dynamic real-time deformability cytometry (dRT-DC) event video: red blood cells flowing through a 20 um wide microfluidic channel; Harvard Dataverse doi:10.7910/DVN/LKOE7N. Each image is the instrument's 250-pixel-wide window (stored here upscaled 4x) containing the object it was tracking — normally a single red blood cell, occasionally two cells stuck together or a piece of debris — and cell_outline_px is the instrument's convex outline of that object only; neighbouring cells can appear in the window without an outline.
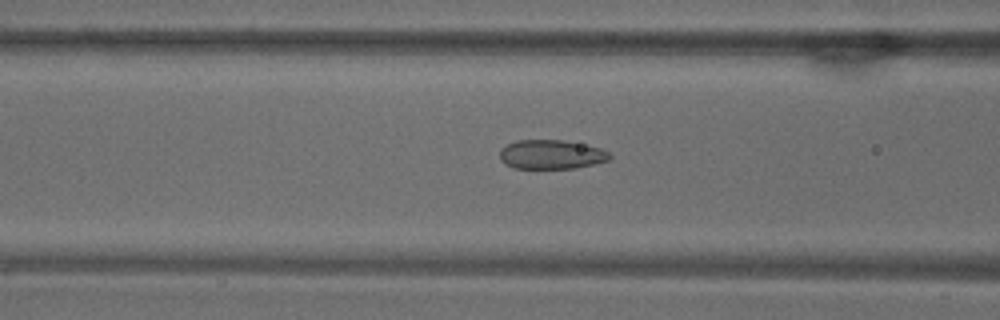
{"species": "common noctule bat (a hibernating species)", "species_latin": "Nyctalus noctula", "temperature_condition": "warm", "stored_images_in_passage": 53, "camera_frame_rate_fps": 3000, "um_per_image_px": 0.085, "animal": {"sex": "male", "body_mass_g": 18.8}, "frame": {"image": 1, "passage_image": 21, "time_ms": 6.667, "image_size_px": [1000, 320], "cell_outline_px": [[612, 156], [608, 160], [576, 168], [516, 168], [500, 160], [500, 148], [516, 140], [564, 140], [600, 148], [608, 152]], "centroid_in_image_um": [46.85, 13.12], "position_along_channel_um": 119.8, "area_um2": 18.5}}
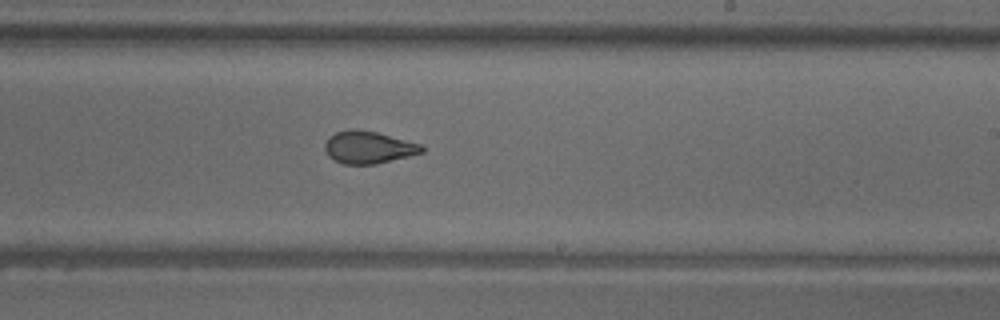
{"frame": {"image": 2, "passage_image": 32, "time_ms": 10.333, "image_size_px": [1000, 320], "cell_outline_px": [[424, 152], [376, 164], [344, 164], [332, 160], [328, 156], [324, 148], [324, 144], [328, 136], [336, 132], [352, 128], [356, 128], [376, 132], [420, 144], [424, 148]], "centroid_in_image_um": [31.26, 12.52], "position_along_channel_um": 257.7, "area_um2": 18.32}}
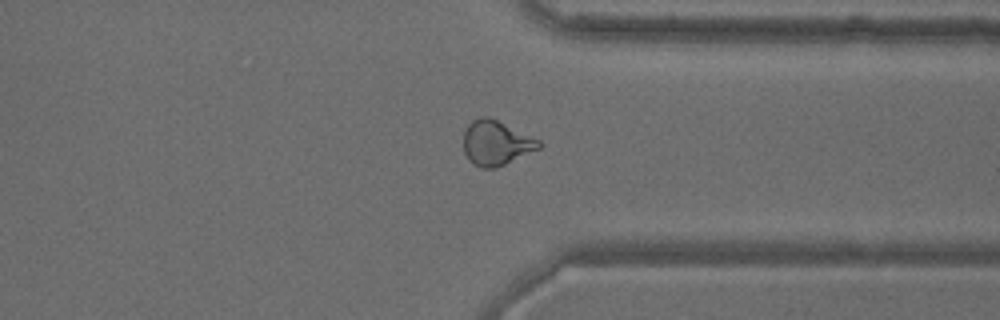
{"frame": {"image": 3, "passage_image": 41, "time_ms": 13.333, "image_size_px": [1000, 320], "cell_outline_px": [[544, 144], [540, 148], [496, 168], [480, 168], [472, 164], [468, 160], [464, 152], [464, 132], [468, 124], [472, 120], [480, 116], [488, 116], [540, 140]], "centroid_in_image_um": [42.15, 12.16], "position_along_channel_um": 369.2, "area_um2": 19.71}, "authors_computed_cell_mechanics": {"area_um2": 20.2878, "velocity_mm_per_s": 3.7605, "shape_relaxation_time_tau1_ms": null, "shape_relaxation_time_tau2_ms": 1.2132, "deformation_change_tau1": null, "deformation_change_tau2": 0.0628}}